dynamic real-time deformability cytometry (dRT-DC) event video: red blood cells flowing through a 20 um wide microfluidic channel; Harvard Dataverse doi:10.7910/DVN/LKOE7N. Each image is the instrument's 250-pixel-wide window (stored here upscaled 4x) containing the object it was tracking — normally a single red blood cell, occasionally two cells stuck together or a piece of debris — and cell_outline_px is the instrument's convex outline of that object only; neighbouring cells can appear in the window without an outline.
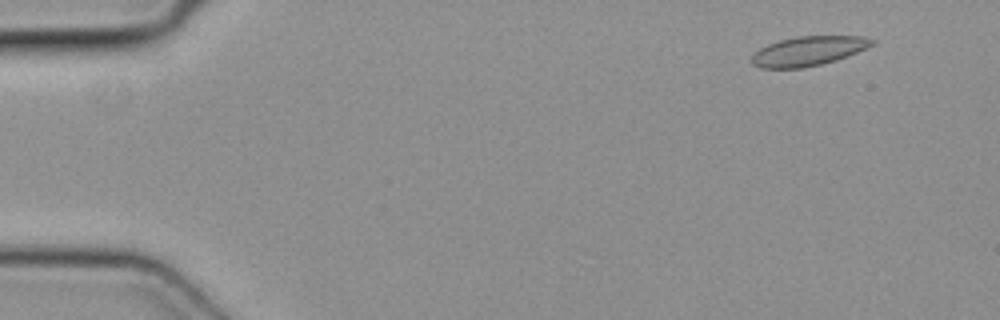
{"species": "common noctule bat (a hibernating species)", "species_latin": "Nyctalus noctula", "temperature_condition": "cold", "stored_images_in_passage": 50, "camera_frame_rate_fps": 3000, "um_per_image_px": 0.085, "animal": {"sex": "female", "body_mass_g": 19.3, "forearm_length_mm": 54.1}, "frame": {"image": 1, "passage_image": 5, "time_ms": 1.333, "image_size_px": [1000, 320], "cell_outline_px": [[876, 40], [872, 44], [856, 52], [836, 60], [804, 68], [760, 68], [752, 64], [752, 56], [760, 48], [768, 44], [780, 40], [796, 36], [864, 36]], "centroid_in_image_um": [68.68, 4.33], "position_along_channel_um": 16.3, "area_um2": 20.4}}
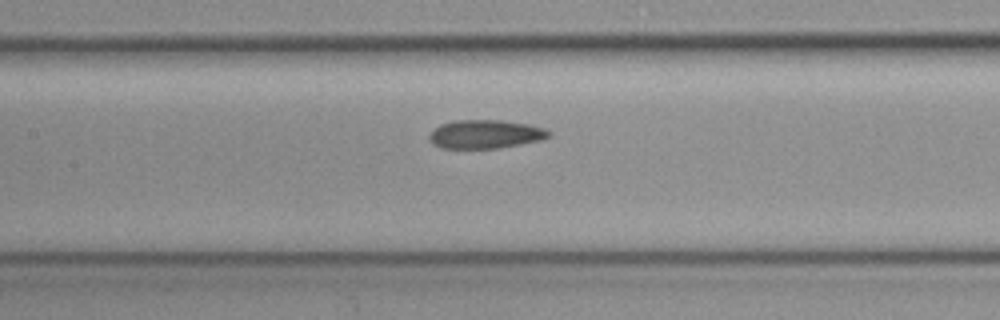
{"frame": {"image": 2, "passage_image": 24, "time_ms": 7.667, "image_size_px": [1000, 320], "cell_outline_px": [[552, 132], [548, 136], [540, 140], [500, 148], [440, 148], [432, 144], [428, 140], [428, 136], [440, 124], [456, 120], [500, 120], [528, 124], [544, 128]], "centroid_in_image_um": [41.23, 11.41], "position_along_channel_um": 166.2, "area_um2": 19.88}}
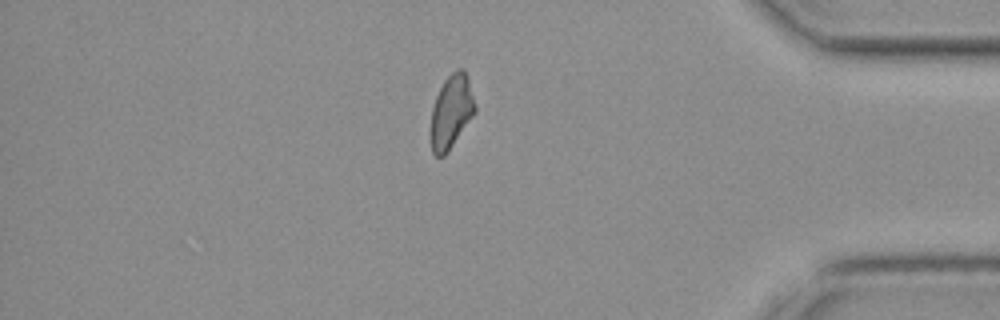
{"frame": {"image": 3, "passage_image": 43, "time_ms": 14.0, "image_size_px": [1000, 320], "cell_outline_px": [[476, 112], [448, 152], [444, 156], [436, 156], [432, 152], [428, 136], [428, 132], [432, 108], [436, 96], [444, 80], [456, 68], [464, 68], [468, 76], [476, 108]], "centroid_in_image_um": [38.33, 9.52], "position_along_channel_um": 396.9, "area_um2": 19.54}}